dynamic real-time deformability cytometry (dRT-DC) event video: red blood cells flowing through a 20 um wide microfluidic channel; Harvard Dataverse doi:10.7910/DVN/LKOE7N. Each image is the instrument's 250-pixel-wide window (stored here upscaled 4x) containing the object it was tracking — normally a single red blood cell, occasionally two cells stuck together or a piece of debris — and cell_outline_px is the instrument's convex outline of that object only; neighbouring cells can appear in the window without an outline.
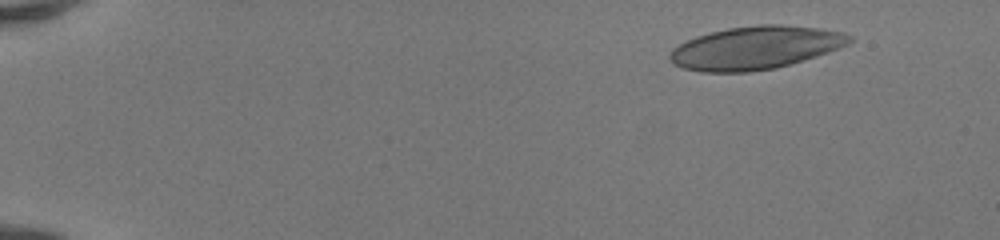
{"species": "human", "species_latin": "Homo sapiens", "temperature_condition": "room temperature", "stored_images_in_passage": 46, "camera_frame_rate_fps": 3000, "um_per_image_px": 0.085, "donor": {"sex": "female"}, "frame": {"image": 1, "passage_image": 1, "time_ms": 0.0, "image_size_px": [1000, 240], "cell_outline_px": [[852, 40], [848, 44], [828, 52], [816, 56], [776, 68], [748, 72], [700, 72], [684, 68], [672, 64], [668, 60], [668, 56], [672, 48], [696, 36], [728, 28], [760, 24], [780, 24], [816, 28], [840, 32], [852, 36]], "centroid_in_image_um": [64.16, 4.07], "position_along_channel_um": 20.8, "area_um2": 44.91}}
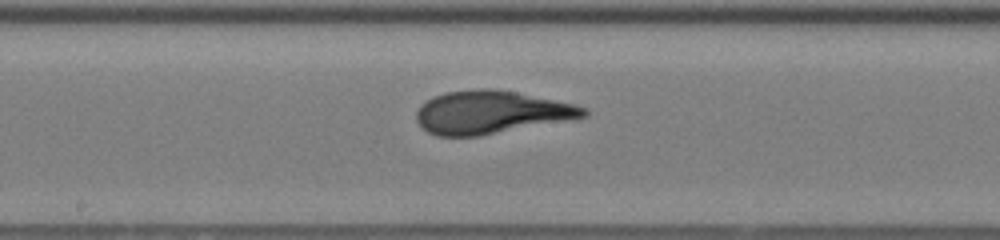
{"frame": {"image": 2, "passage_image": 24, "time_ms": 7.667, "image_size_px": [1000, 240], "cell_outline_px": [[588, 116], [480, 136], [436, 136], [428, 132], [416, 120], [416, 112], [420, 104], [432, 96], [444, 92], [480, 88], [492, 88], [516, 92], [576, 104], [588, 108]], "centroid_in_image_um": [41.72, 9.53], "position_along_channel_um": 206.5, "area_um2": 41.96}}
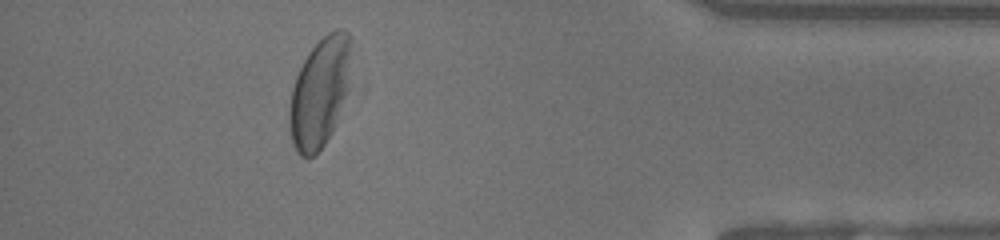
{"frame": {"image": 3, "passage_image": 41, "time_ms": 13.333, "image_size_px": [1000, 240], "cell_outline_px": [[364, 92], [316, 156], [308, 160], [300, 156], [296, 152], [292, 144], [288, 128], [288, 112], [292, 88], [296, 76], [308, 52], [328, 32], [336, 28], [344, 28], [352, 36], [364, 84]], "centroid_in_image_um": [27.54, 7.84], "position_along_channel_um": 407.7, "area_um2": 46.64}}